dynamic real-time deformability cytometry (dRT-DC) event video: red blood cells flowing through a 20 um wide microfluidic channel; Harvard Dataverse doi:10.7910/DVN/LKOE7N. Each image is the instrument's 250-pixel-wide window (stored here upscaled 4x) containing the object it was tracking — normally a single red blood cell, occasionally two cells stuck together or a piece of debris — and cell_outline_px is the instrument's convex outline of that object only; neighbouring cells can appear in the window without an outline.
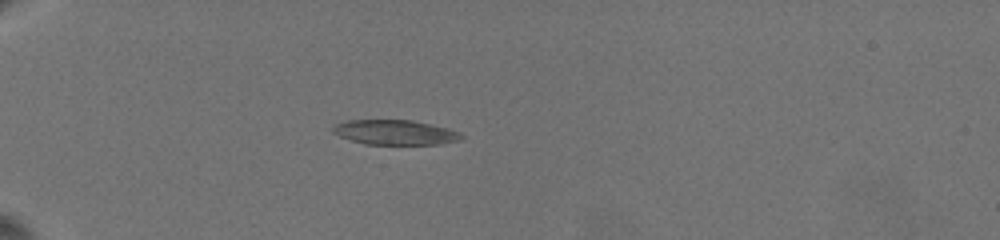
{"species": "common noctule bat (a hibernating species)", "species_latin": "Nyctalus noctula", "temperature_condition": "warm", "stored_images_in_passage": 40, "camera_frame_rate_fps": 3000, "um_per_image_px": 0.085, "animal": {"sex": "female", "body_mass_g": 19.5, "forearm_length_mm": 54.1}, "frame": {"image": 1, "passage_image": 20, "time_ms": 7.667, "image_size_px": [1000, 240], "cell_outline_px": [[464, 136], [460, 140], [440, 144], [364, 144], [340, 136], [332, 132], [332, 128], [336, 124], [348, 120], [412, 120], [448, 128], [460, 132]], "centroid_in_image_um": [33.6, 11.25], "position_along_channel_um": 51.4, "area_um2": 18.5}}
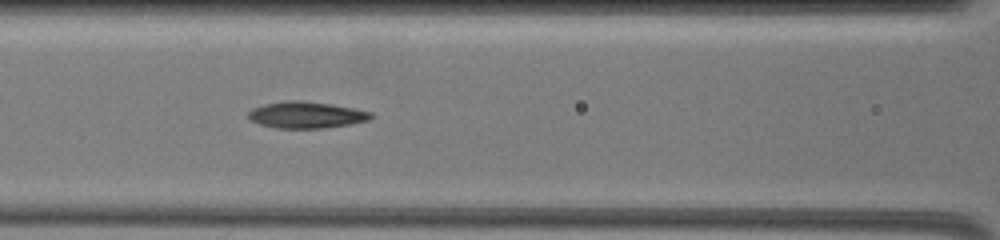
{"frame": {"image": 2, "passage_image": 34, "time_ms": 11.333, "image_size_px": [1000, 240], "cell_outline_px": [[376, 116], [368, 120], [352, 124], [324, 128], [276, 128], [260, 124], [252, 120], [248, 116], [248, 112], [252, 108], [264, 104], [284, 100], [300, 100], [332, 104], [372, 112]], "centroid_in_image_um": [26.06, 9.76], "position_along_channel_um": 140.5, "area_um2": 19.07}}
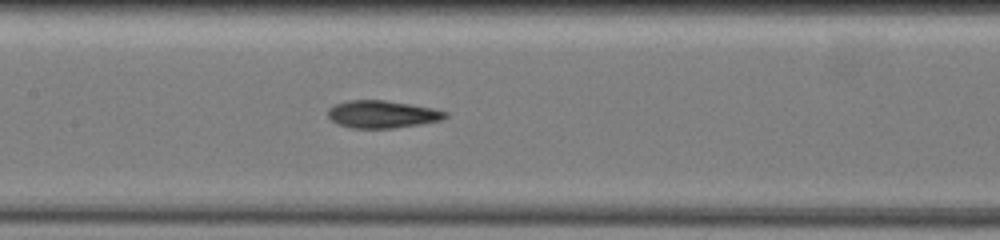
{"frame": {"image": 3, "passage_image": 38, "time_ms": 12.333, "image_size_px": [1000, 240], "cell_outline_px": [[448, 116], [440, 120], [420, 124], [392, 128], [352, 128], [336, 124], [328, 116], [328, 108], [336, 104], [348, 100], [384, 100], [432, 108], [448, 112]], "centroid_in_image_um": [32.46, 9.71], "position_along_channel_um": 174.9, "area_um2": 18.67}}